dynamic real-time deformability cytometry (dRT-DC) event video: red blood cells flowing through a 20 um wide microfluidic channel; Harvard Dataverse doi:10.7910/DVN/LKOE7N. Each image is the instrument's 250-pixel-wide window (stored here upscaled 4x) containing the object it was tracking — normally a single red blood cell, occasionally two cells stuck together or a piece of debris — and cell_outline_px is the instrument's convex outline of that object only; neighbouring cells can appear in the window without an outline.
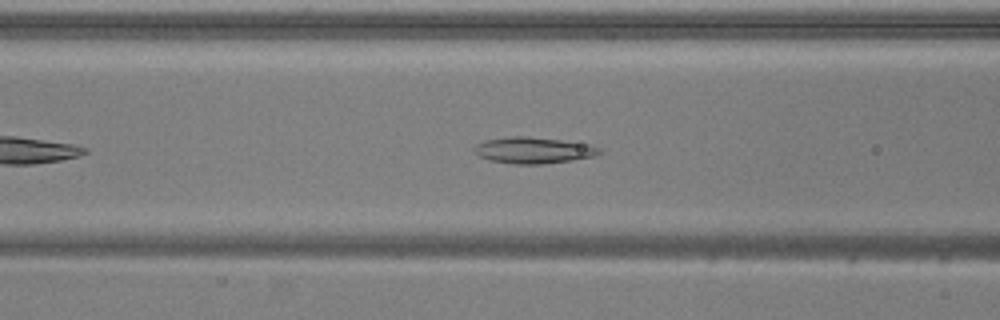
{"species": "common noctule bat (a hibernating species)", "species_latin": "Nyctalus noctula", "temperature_condition": "warm", "stored_images_in_passage": 36, "camera_frame_rate_fps": 3000, "um_per_image_px": 0.085, "animal": {"sex": "male", "body_mass_g": 20.5, "forearm_length_mm": 52.5}, "frame": {"image": 1, "passage_image": 10, "time_ms": 3.0, "image_size_px": [1000, 320], "cell_outline_px": [[604, 152], [596, 156], [572, 160], [544, 164], [512, 164], [488, 160], [472, 152], [472, 148], [476, 144], [484, 140], [512, 136], [528, 136], [592, 144], [600, 148]], "centroid_in_image_um": [45.34, 12.77], "position_along_channel_um": 121.3, "area_um2": 19.54}}
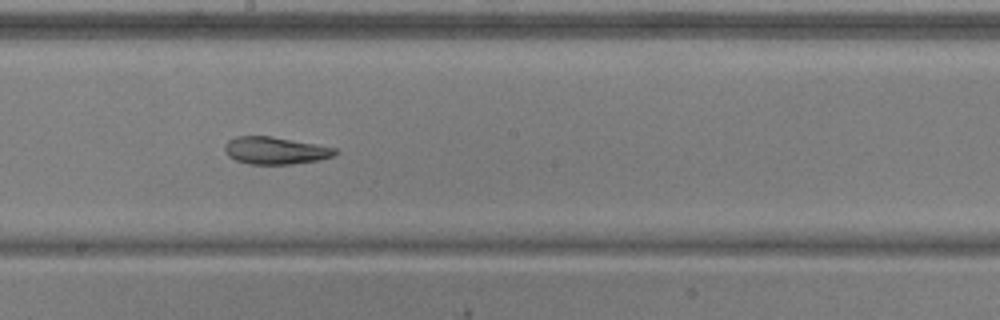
{"frame": {"image": 2, "passage_image": 18, "time_ms": 5.667, "image_size_px": [1000, 320], "cell_outline_px": [[340, 152], [332, 156], [320, 160], [292, 164], [248, 164], [236, 160], [228, 156], [224, 152], [224, 144], [228, 140], [236, 136], [272, 136], [316, 144], [336, 148]], "centroid_in_image_um": [23.39, 12.79], "position_along_channel_um": 224.8, "area_um2": 17.74}}
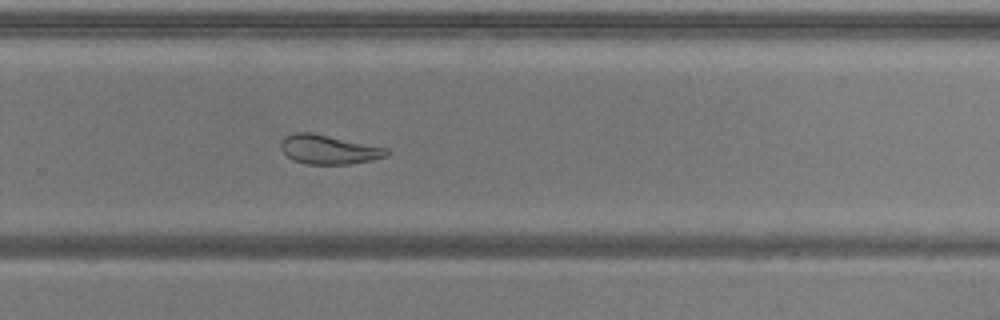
{"frame": {"image": 3, "passage_image": 24, "time_ms": 7.667, "image_size_px": [1000, 320], "cell_outline_px": [[392, 152], [384, 156], [372, 160], [348, 164], [308, 164], [292, 160], [280, 148], [280, 144], [284, 136], [292, 132], [312, 132], [388, 148]], "centroid_in_image_um": [27.92, 12.69], "position_along_channel_um": 301.9, "area_um2": 18.09}, "authors_computed_cell_mechanics": {"area_um2": 19.3919, "velocity_mm_per_s": 3.8747, "shape_relaxation_time_tau1_ms": null, "shape_relaxation_time_tau2_ms": 3.0607, "deformation_change_tau1": null, "deformation_change_tau2": 0.1002}}